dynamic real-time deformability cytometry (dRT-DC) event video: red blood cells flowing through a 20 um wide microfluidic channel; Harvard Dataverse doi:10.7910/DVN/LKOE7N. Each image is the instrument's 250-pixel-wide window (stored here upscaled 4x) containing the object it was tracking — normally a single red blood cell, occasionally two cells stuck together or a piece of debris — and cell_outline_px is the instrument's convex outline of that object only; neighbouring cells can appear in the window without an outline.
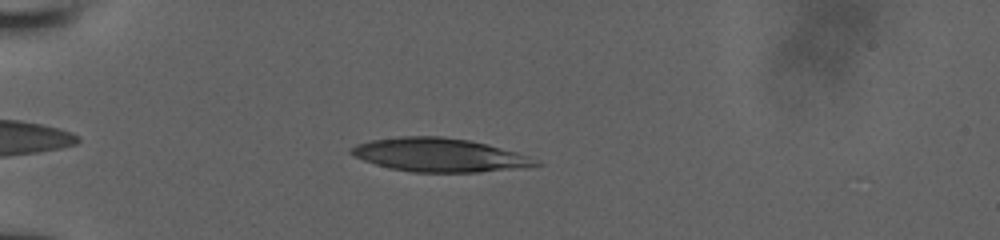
{"species": "human", "species_latin": "Homo sapiens", "temperature_condition": "room temperature", "stored_images_in_passage": 10, "camera_frame_rate_fps": 3000, "um_per_image_px": 0.085, "donor": {"sex": "male"}, "frame": {"image": 1, "passage_image": 5, "time_ms": 1.667, "image_size_px": [1000, 240], "cell_outline_px": [[544, 164], [524, 168], [480, 172], [412, 172], [392, 168], [376, 164], [352, 156], [348, 152], [348, 148], [356, 144], [372, 140], [400, 136], [440, 136], [468, 140], [488, 144], [516, 152], [528, 156]], "centroid_in_image_um": [37.34, 13.17], "position_along_channel_um": 47.7, "area_um2": 36.18}}
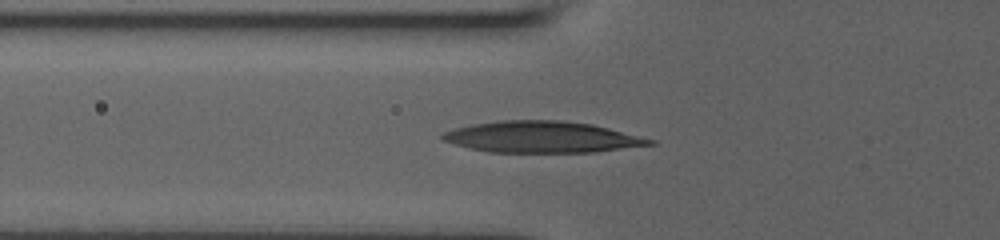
{"frame": {"image": 2, "passage_image": 9, "time_ms": 3.333, "image_size_px": [1000, 240], "cell_outline_px": [[656, 144], [596, 152], [488, 152], [456, 144], [444, 140], [440, 136], [444, 132], [456, 128], [472, 124], [496, 120], [560, 120], [592, 124], [656, 140]], "centroid_in_image_um": [46.1, 11.64], "position_along_channel_um": 79.7, "area_um2": 37.69}}